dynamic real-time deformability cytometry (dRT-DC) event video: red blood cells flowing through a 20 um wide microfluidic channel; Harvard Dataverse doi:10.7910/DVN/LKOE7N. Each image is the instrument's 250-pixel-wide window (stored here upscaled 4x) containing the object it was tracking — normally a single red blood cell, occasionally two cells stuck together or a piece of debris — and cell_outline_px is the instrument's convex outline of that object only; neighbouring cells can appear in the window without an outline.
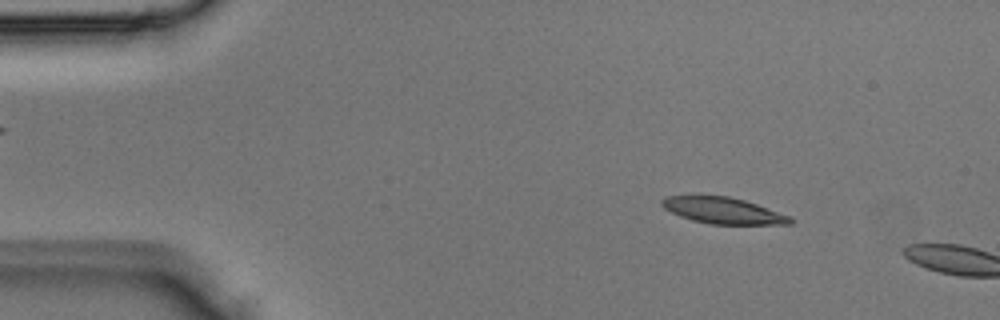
{"species": "Egyptian fruit bat (a non-hibernating species)", "species_latin": "Rousettus aegyptiacus", "temperature_condition": "room temperature", "stored_images_in_passage": 2, "camera_frame_rate_fps": 3000, "um_per_image_px": 0.085, "animal": {"sex": "male"}, "frame": {"image": 1, "passage_image": 1, "time_ms": 0.0, "image_size_px": [1000, 320], "cell_outline_px": [[792, 224], [708, 224], [692, 220], [680, 216], [664, 208], [660, 204], [660, 200], [668, 196], [728, 196], [744, 200], [792, 216]], "centroid_in_image_um": [61.47, 17.9], "position_along_channel_um": 23.5, "area_um2": 19.54}}